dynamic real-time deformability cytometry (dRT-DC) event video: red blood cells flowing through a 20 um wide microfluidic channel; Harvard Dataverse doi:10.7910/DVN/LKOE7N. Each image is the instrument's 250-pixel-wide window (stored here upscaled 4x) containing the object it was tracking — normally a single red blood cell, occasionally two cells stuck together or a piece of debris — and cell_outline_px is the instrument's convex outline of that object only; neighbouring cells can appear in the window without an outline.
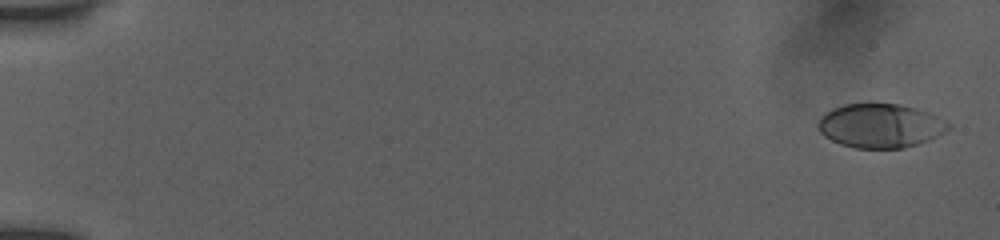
{"species": "human", "species_latin": "Homo sapiens", "temperature_condition": "room temperature", "stored_images_in_passage": 52, "camera_frame_rate_fps": 3000, "um_per_image_px": 0.085, "donor": {"sex": "female"}, "frame": {"image": 1, "passage_image": 2, "time_ms": 0.333, "image_size_px": [1000, 240], "cell_outline_px": [[952, 128], [928, 140], [904, 148], [856, 148], [840, 144], [824, 136], [816, 128], [816, 124], [820, 116], [824, 112], [832, 108], [844, 104], [900, 104], [916, 108], [928, 112], [948, 120], [952, 124]], "centroid_in_image_um": [74.82, 10.68], "position_along_channel_um": 10.2, "area_um2": 33.76}}
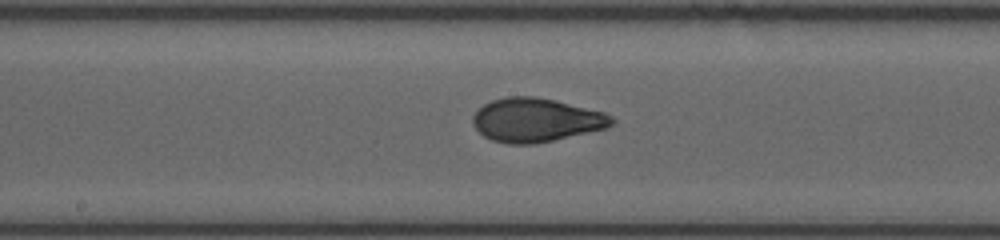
{"frame": {"image": 2, "passage_image": 30, "time_ms": 9.667, "image_size_px": [1000, 240], "cell_outline_px": [[616, 124], [608, 128], [552, 140], [532, 144], [508, 144], [492, 140], [484, 136], [472, 124], [472, 116], [476, 108], [492, 100], [508, 96], [532, 96], [556, 100], [604, 112], [612, 116], [616, 120]], "centroid_in_image_um": [45.57, 10.19], "position_along_channel_um": 202.6, "area_um2": 35.66}}
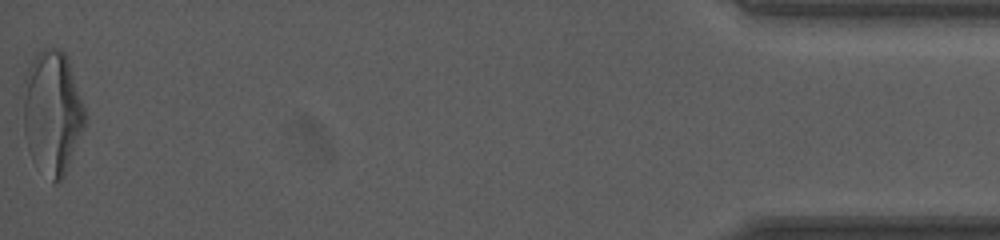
{"frame": {"image": 3, "passage_image": 52, "time_ms": 17.0, "image_size_px": [1000, 240], "cell_outline_px": [[88, 120], [64, 176], [60, 180], [52, 184], [32, 160], [28, 152], [24, 136], [24, 80], [28, 68], [36, 56], [44, 48], [60, 48], [68, 56], [84, 104]], "centroid_in_image_um": [4.47, 9.59], "position_along_channel_um": 430.7, "area_um2": 45.08}, "authors_computed_cell_mechanics": {"area_um2": 34.7956, "velocity_mm_per_s": 3.9486, "shape_relaxation_time_tau1_ms": 5.7, "shape_relaxation_time_tau2_ms": 0.8626, "deformation_change_tau1": 0.2227, "deformation_change_tau2": 0.0563}}